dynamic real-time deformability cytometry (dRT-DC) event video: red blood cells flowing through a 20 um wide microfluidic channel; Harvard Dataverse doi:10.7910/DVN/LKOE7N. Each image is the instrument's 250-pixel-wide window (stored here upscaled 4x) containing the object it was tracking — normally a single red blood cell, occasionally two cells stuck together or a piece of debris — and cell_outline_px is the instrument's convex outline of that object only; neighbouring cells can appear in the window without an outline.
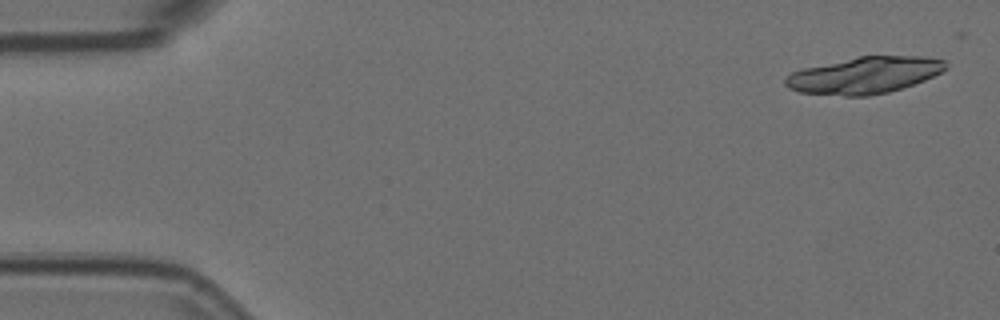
{"species": "Egyptian fruit bat (a non-hibernating species)", "species_latin": "Rousettus aegyptiacus", "temperature_condition": "room temperature", "stored_images_in_passage": 4, "camera_frame_rate_fps": 3000, "um_per_image_px": 0.085, "animal": {"sex": "female"}, "frame": {"image": 1, "passage_image": 1, "time_ms": 0.0, "image_size_px": [1000, 320], "cell_outline_px": [[948, 68], [924, 80], [888, 92], [868, 96], [844, 96], [800, 92], [788, 88], [784, 84], [784, 76], [792, 72], [804, 68], [860, 56], [924, 56], [944, 60], [948, 64]], "centroid_in_image_um": [73.46, 6.39], "position_along_channel_um": 11.5, "area_um2": 34.1}}